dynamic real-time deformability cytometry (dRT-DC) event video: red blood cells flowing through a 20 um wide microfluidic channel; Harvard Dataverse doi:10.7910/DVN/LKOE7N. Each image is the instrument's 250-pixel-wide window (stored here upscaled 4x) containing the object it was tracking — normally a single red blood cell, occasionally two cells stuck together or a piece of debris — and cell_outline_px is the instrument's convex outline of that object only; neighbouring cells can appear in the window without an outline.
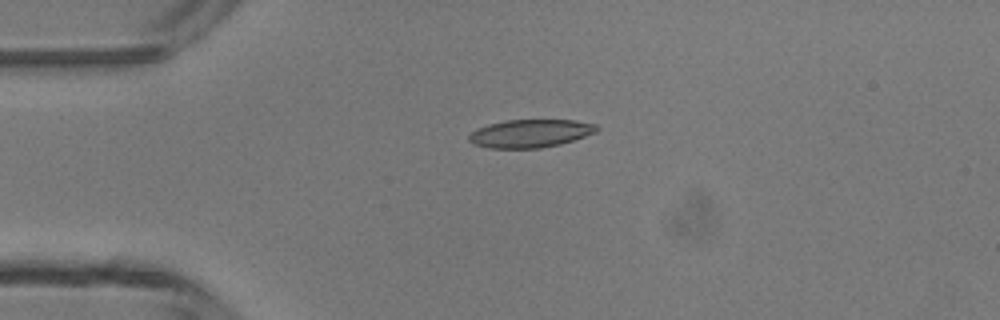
{"species": "common noctule bat (a hibernating species)", "species_latin": "Nyctalus noctula", "temperature_condition": "room temperature", "stored_images_in_passage": 3, "camera_frame_rate_fps": 3000, "um_per_image_px": 0.085, "animal": {"sex": "male", "body_mass_g": 13.3}, "frame": {"image": 1, "passage_image": 1, "time_ms": 0.0, "image_size_px": [1000, 320], "cell_outline_px": [[600, 128], [596, 132], [560, 144], [540, 148], [488, 148], [472, 144], [468, 140], [468, 136], [476, 128], [488, 124], [508, 120], [576, 120], [596, 124]], "centroid_in_image_um": [45.05, 11.34], "position_along_channel_um": 39.9, "area_um2": 20.92}}